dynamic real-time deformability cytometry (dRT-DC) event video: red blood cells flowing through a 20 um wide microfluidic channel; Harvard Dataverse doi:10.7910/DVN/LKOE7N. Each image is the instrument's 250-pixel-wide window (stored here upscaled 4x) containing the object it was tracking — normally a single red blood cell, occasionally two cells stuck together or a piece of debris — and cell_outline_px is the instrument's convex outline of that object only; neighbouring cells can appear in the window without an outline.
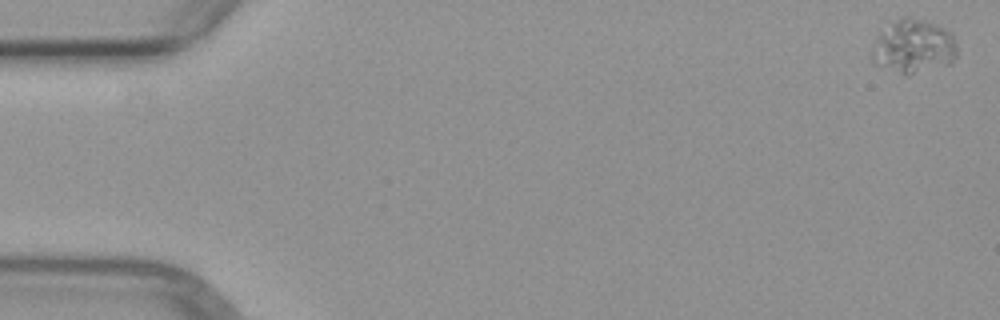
{"species": "common noctule bat (a hibernating species)", "species_latin": "Nyctalus noctula", "temperature_condition": "warm", "stored_images_in_passage": 4, "camera_frame_rate_fps": 3000, "um_per_image_px": 0.085, "animal": {"sex": "female", "body_mass_g": 29.2, "forearm_length_mm": 56.3}, "frame": {"image": 1, "passage_image": 1, "time_ms": 0.0, "image_size_px": [1000, 320], "cell_outline_px": [[956, 56], [952, 64], [908, 76], [876, 64], [872, 60], [868, 48], [880, 28], [888, 20], [904, 16], [908, 16], [940, 24], [952, 32], [956, 44]], "centroid_in_image_um": [77.59, 3.9], "position_along_channel_um": 7.4, "area_um2": 28.15}}